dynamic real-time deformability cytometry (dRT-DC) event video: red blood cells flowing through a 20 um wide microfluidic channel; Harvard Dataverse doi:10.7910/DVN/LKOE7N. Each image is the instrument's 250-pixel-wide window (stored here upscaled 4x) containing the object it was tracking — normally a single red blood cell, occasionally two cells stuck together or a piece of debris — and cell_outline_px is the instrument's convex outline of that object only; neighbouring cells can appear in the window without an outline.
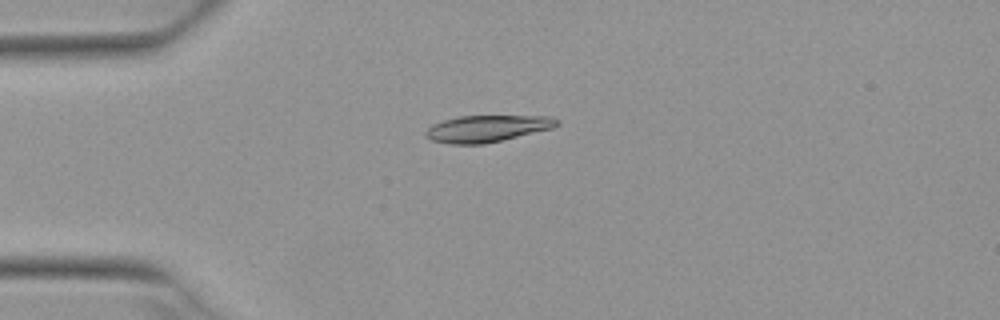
{"species": "Egyptian fruit bat (a non-hibernating species)", "species_latin": "Rousettus aegyptiacus", "temperature_condition": "warm", "stored_images_in_passage": 1, "camera_frame_rate_fps": 3000, "um_per_image_px": 0.085, "animal": {"sex": "female"}, "frame": {"image": 1, "passage_image": 1, "time_ms": 0.0, "image_size_px": [1000, 320], "cell_outline_px": [[560, 124], [552, 128], [484, 144], [448, 144], [432, 140], [424, 136], [424, 132], [432, 124], [444, 120], [460, 116], [548, 116], [560, 120]], "centroid_in_image_um": [41.37, 10.93], "position_along_channel_um": 43.6, "area_um2": 20.35}}